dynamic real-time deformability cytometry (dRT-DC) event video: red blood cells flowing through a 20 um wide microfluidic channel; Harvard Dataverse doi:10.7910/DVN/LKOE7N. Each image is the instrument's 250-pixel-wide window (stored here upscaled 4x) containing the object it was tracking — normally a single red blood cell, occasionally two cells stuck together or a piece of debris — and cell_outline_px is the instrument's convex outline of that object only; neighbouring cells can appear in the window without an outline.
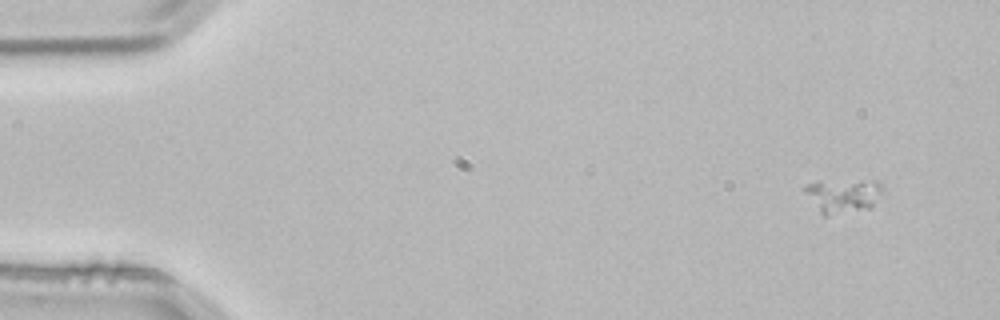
{"species": "common noctule bat (a hibernating species)", "species_latin": "Nyctalus noctula", "temperature_condition": "room temperature", "stored_images_in_passage": 4, "camera_frame_rate_fps": 3000, "um_per_image_px": 0.085, "animal": {"sex": "male", "body_mass_g": 21.5, "forearm_length_mm": 52.0}, "frame": {"image": 1, "passage_image": 1, "time_ms": 0.0, "image_size_px": [1000, 320], "cell_outline_px": [[880, 188], [872, 204], [868, 208], [824, 216], [820, 212], [804, 192], [804, 184], [872, 180], [876, 180], [880, 184]], "centroid_in_image_um": [71.59, 16.64], "position_along_channel_um": 13.4, "area_um2": 14.33}}
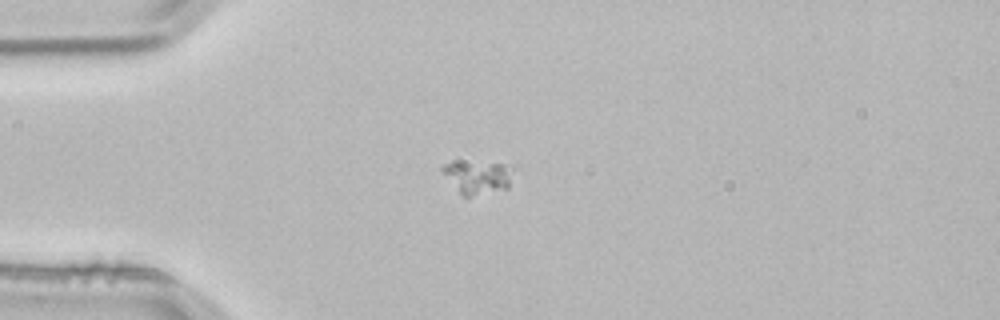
{"frame": {"image": 2, "passage_image": 3, "time_ms": 0.667, "image_size_px": [1000, 320], "cell_outline_px": [[512, 168], [508, 188], [472, 196], [464, 196], [460, 192], [440, 168], [444, 164], [512, 164]], "centroid_in_image_um": [40.66, 15.08], "position_along_channel_um": 44.3, "area_um2": 12.66}}
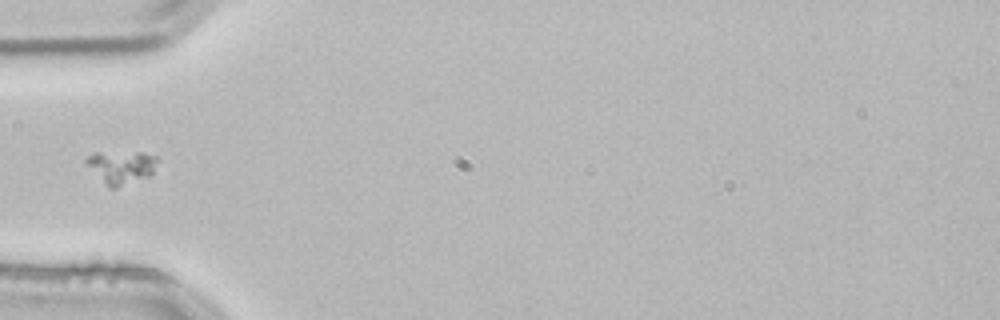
{"frame": {"image": 3, "passage_image": 4, "time_ms": 1.0, "image_size_px": [1000, 320], "cell_outline_px": [[156, 160], [152, 176], [116, 188], [108, 188], [84, 160], [88, 156], [96, 152], [144, 152], [156, 156]], "centroid_in_image_um": [10.33, 14.2], "position_along_channel_um": 74.7, "area_um2": 13.7}}